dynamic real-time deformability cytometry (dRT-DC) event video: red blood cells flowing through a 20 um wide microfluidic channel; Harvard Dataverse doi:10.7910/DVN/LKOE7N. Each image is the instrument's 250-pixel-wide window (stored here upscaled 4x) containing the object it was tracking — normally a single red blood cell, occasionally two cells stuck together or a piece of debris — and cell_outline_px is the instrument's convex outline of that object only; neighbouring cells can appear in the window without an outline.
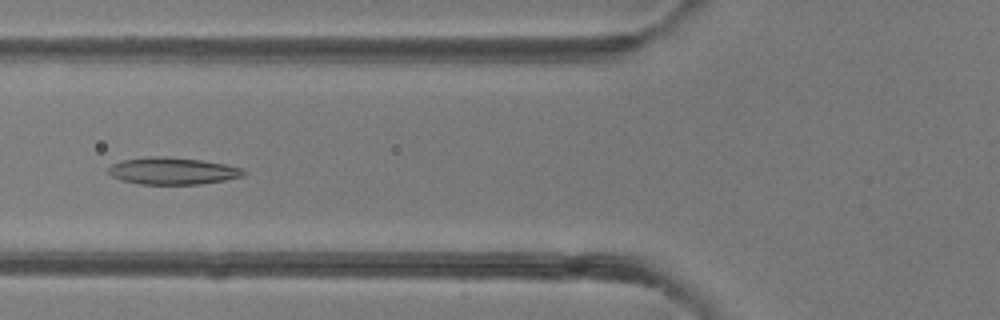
{"species": "common noctule bat (a hibernating species)", "species_latin": "Nyctalus noctula", "temperature_condition": "room temperature", "stored_images_in_passage": 49, "camera_frame_rate_fps": 3000, "um_per_image_px": 0.085, "animal": {"sex": "female"}, "frame": {"image": 1, "passage_image": 19, "time_ms": 6.0, "image_size_px": [1000, 320], "cell_outline_px": [[248, 172], [244, 176], [224, 180], [200, 184], [140, 184], [120, 180], [112, 176], [108, 172], [108, 168], [112, 164], [124, 160], [152, 156], [164, 156], [200, 160], [228, 164], [244, 168]], "centroid_in_image_um": [14.72, 14.53], "position_along_channel_um": 111.1, "area_um2": 21.39}}
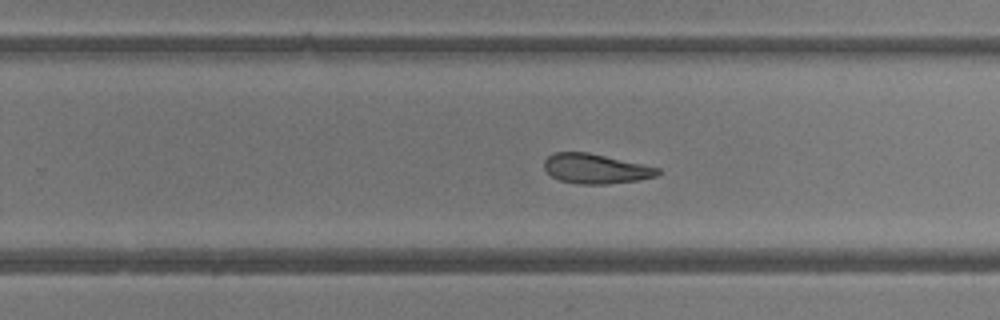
{"frame": {"image": 2, "passage_image": 31, "time_ms": 10.0, "image_size_px": [1000, 320], "cell_outline_px": [[660, 172], [656, 176], [636, 180], [608, 184], [580, 184], [560, 180], [552, 176], [544, 168], [544, 160], [548, 156], [556, 152], [588, 152], [660, 168]], "centroid_in_image_um": [50.62, 14.33], "position_along_channel_um": 279.2, "area_um2": 19.48}}
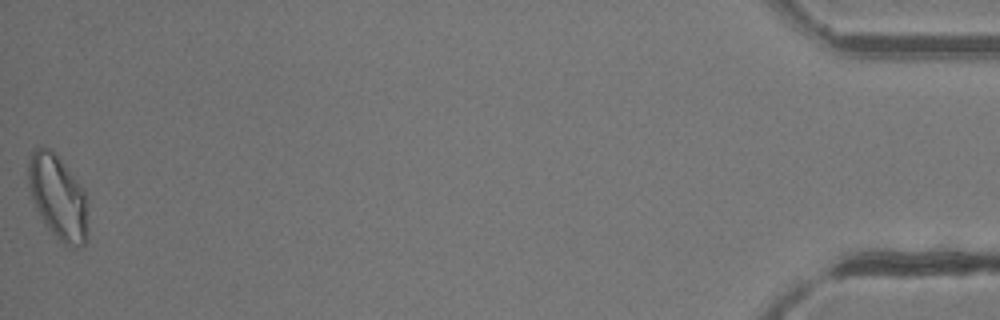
{"frame": {"image": 3, "passage_image": 49, "time_ms": 16.0, "image_size_px": [1000, 320], "cell_outline_px": [[88, 236], [84, 244], [80, 248], [76, 248], [64, 244], [44, 224], [36, 208], [28, 184], [28, 160], [32, 148], [52, 148], [56, 152], [84, 188]], "centroid_in_image_um": [4.93, 16.73], "position_along_channel_um": 430.3, "area_um2": 29.48}, "authors_computed_cell_mechanics": {"area_um2": 22.542, "velocity_mm_per_s": 4.1971, "shape_relaxation_time_tau1_ms": 4.4019, "shape_relaxation_time_tau2_ms": 5.2617, "deformation_change_tau1": 0.1461, "deformation_change_tau2": 0.1474}}